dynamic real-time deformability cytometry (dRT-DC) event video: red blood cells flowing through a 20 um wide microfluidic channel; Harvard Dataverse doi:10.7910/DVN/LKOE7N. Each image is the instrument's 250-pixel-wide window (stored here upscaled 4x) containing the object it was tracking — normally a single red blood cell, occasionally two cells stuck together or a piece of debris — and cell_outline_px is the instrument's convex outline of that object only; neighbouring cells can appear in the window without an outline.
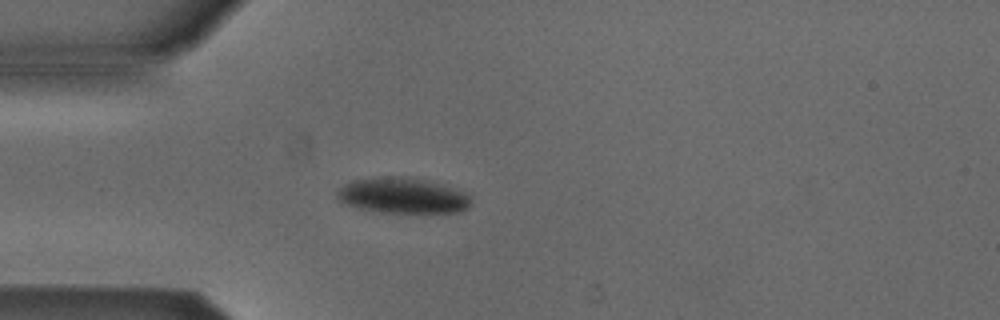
{"species": "Egyptian fruit bat (a non-hibernating species)", "species_latin": "Rousettus aegyptiacus", "temperature_condition": "cold", "stored_images_in_passage": 4, "camera_frame_rate_fps": 3000, "um_per_image_px": 0.085, "animal": {"sex": "male"}, "frame": {"image": 1, "passage_image": 4, "time_ms": 1.0, "image_size_px": [1000, 320], "cell_outline_px": [[472, 204], [468, 208], [460, 212], [372, 212], [340, 204], [336, 200], [336, 188], [352, 180], [388, 176], [408, 176], [428, 180], [464, 192], [472, 196]], "centroid_in_image_um": [34.15, 16.63], "position_along_channel_um": 50.8, "area_um2": 28.5}}